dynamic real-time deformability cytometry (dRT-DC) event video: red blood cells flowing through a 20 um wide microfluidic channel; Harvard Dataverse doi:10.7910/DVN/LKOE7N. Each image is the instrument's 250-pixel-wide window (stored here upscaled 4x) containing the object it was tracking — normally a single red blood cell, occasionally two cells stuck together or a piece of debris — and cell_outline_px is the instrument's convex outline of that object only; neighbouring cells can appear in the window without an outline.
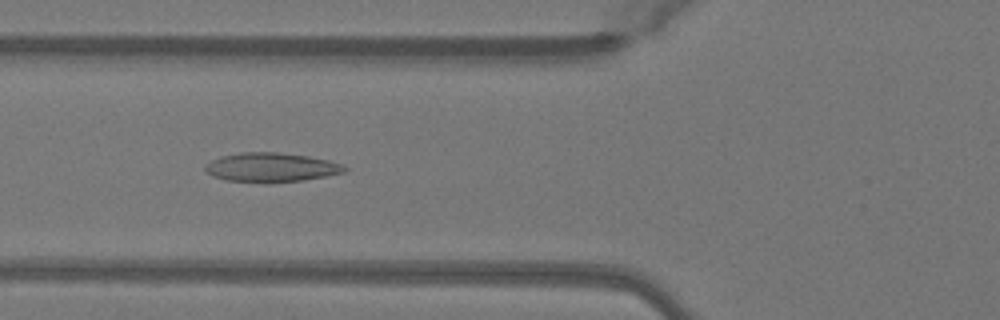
{"species": "Egyptian fruit bat (a non-hibernating species)", "species_latin": "Rousettus aegyptiacus", "temperature_condition": "warm", "stored_images_in_passage": 40, "camera_frame_rate_fps": 3000, "um_per_image_px": 0.085, "animal": {"sex": "female"}, "frame": {"image": 1, "passage_image": 13, "time_ms": 4.0, "image_size_px": [1000, 320], "cell_outline_px": [[348, 168], [344, 172], [304, 180], [264, 184], [228, 180], [212, 176], [204, 172], [204, 164], [220, 156], [240, 152], [276, 152], [308, 156], [328, 160], [344, 164]], "centroid_in_image_um": [23.01, 14.24], "position_along_channel_um": 102.8, "area_um2": 24.1}}
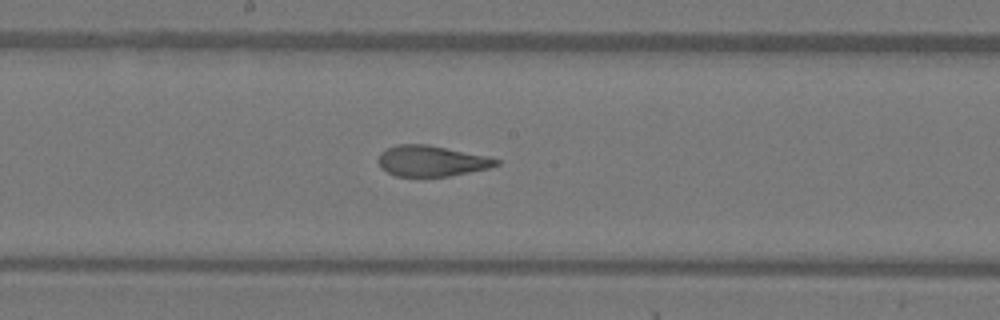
{"frame": {"image": 2, "passage_image": 21, "time_ms": 6.667, "image_size_px": [1000, 320], "cell_outline_px": [[500, 164], [488, 168], [448, 176], [396, 176], [388, 172], [376, 160], [380, 152], [396, 144], [428, 144], [488, 156], [500, 160]], "centroid_in_image_um": [36.68, 13.66], "position_along_channel_um": 211.5, "area_um2": 21.04}}
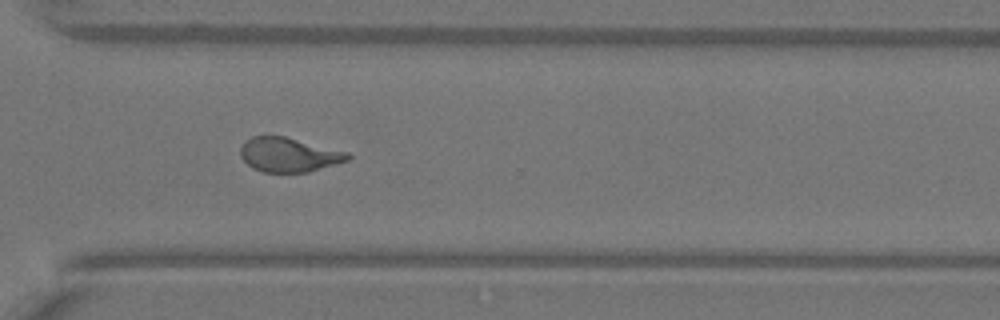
{"frame": {"image": 3, "passage_image": 31, "time_ms": 10.0, "image_size_px": [1000, 320], "cell_outline_px": [[352, 156], [348, 160], [308, 172], [264, 172], [252, 168], [240, 156], [240, 148], [244, 140], [252, 136], [284, 136], [348, 152]], "centroid_in_image_um": [24.52, 13.15], "position_along_channel_um": 346.1, "area_um2": 21.39}, "authors_computed_cell_mechanics": {"area_um2": 22.0796, "velocity_mm_per_s": 4.0573, "shape_relaxation_time_tau1_ms": null, "shape_relaxation_time_tau2_ms": 1.3865, "deformation_change_tau1": null, "deformation_change_tau2": 0.1003}}